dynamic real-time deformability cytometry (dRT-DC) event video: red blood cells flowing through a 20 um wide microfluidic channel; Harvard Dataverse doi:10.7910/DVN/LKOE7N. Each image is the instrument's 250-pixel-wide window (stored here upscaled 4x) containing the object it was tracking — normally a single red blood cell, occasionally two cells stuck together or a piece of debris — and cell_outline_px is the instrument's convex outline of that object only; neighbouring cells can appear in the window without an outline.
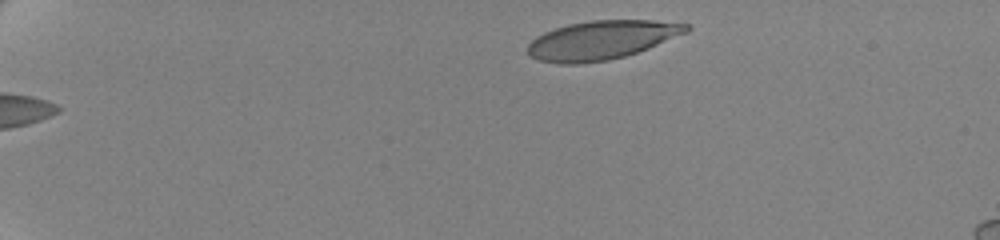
{"species": "human", "species_latin": "Homo sapiens", "temperature_condition": "cold", "stored_images_in_passage": 46, "camera_frame_rate_fps": 3000, "um_per_image_px": 0.085, "donor": {"sex": "female"}, "frame": {"image": 1, "passage_image": 1, "time_ms": 0.0, "image_size_px": [1000, 240], "cell_outline_px": [[692, 28], [688, 32], [648, 48], [624, 56], [608, 60], [576, 64], [560, 64], [540, 60], [528, 56], [528, 44], [536, 36], [544, 32], [568, 24], [592, 20], [652, 20], [688, 24]], "centroid_in_image_um": [51.12, 3.4], "position_along_channel_um": 33.9, "area_um2": 35.78}}
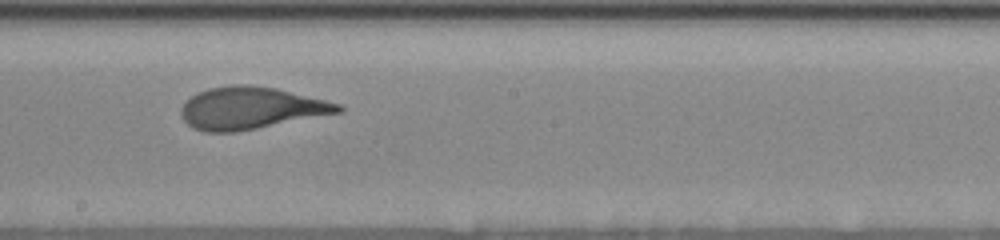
{"frame": {"image": 2, "passage_image": 26, "time_ms": 8.333, "image_size_px": [1000, 240], "cell_outline_px": [[344, 108], [340, 112], [236, 132], [204, 132], [192, 128], [184, 120], [180, 112], [180, 108], [196, 92], [208, 88], [232, 84], [248, 84], [276, 88], [340, 104]], "centroid_in_image_um": [21.26, 9.18], "position_along_channel_um": 226.9, "area_um2": 38.32}}
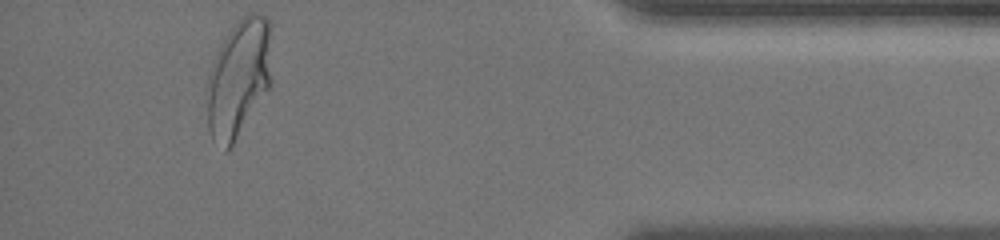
{"frame": {"image": 3, "passage_image": 45, "time_ms": 14.667, "image_size_px": [1000, 240], "cell_outline_px": [[272, 84], [228, 152], [224, 152], [212, 140], [208, 128], [204, 92], [208, 72], [216, 52], [220, 44], [228, 32], [248, 12], [252, 12], [264, 16], [268, 20]], "centroid_in_image_um": [20.23, 6.73], "position_along_channel_um": 415.0, "area_um2": 45.32}, "authors_computed_cell_mechanics": {"area_um2": 38.2636, "velocity_mm_per_s": 3.4811, "shape_relaxation_time_tau1_ms": 4.2396, "shape_relaxation_time_tau2_ms": null, "deformation_change_tau1": 0.1977, "deformation_change_tau2": null}}